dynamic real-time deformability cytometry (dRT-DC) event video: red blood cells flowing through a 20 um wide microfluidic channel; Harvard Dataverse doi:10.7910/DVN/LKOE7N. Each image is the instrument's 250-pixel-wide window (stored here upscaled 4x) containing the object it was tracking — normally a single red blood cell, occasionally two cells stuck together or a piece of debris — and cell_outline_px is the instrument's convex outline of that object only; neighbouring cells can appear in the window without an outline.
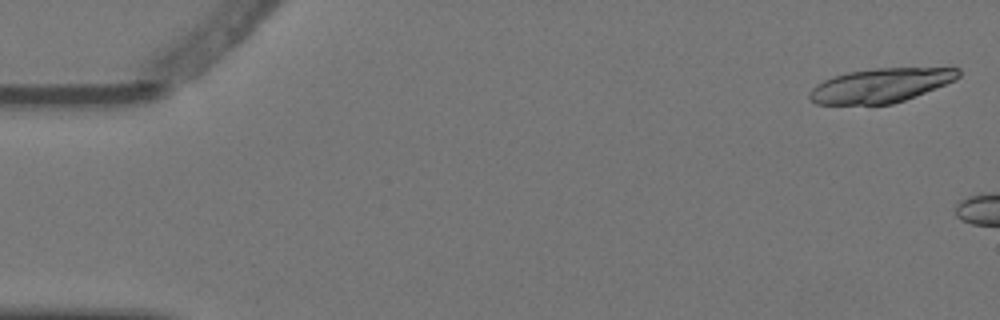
{"species": "Egyptian fruit bat (a non-hibernating species)", "species_latin": "Rousettus aegyptiacus", "temperature_condition": "warm", "stored_images_in_passage": 3, "camera_frame_rate_fps": 3000, "um_per_image_px": 0.085, "animal": {"sex": "female"}, "frame": {"image": 1, "passage_image": 1, "time_ms": 0.0, "image_size_px": [1000, 320], "cell_outline_px": [[960, 76], [956, 80], [916, 96], [892, 104], [816, 104], [808, 96], [808, 92], [816, 84], [824, 80], [848, 72], [876, 68], [960, 68]], "centroid_in_image_um": [74.86, 7.26], "position_along_channel_um": 10.1, "area_um2": 29.48}}